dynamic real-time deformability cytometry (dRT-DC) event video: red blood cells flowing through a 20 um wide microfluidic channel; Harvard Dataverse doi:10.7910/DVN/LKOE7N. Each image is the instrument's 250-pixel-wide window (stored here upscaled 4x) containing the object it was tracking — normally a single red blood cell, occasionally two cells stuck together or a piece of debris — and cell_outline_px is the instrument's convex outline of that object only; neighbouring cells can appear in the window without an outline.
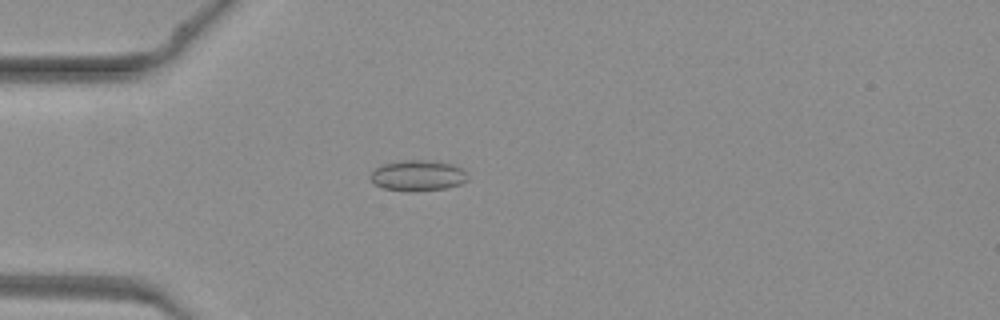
{"species": "common noctule bat (a hibernating species)", "species_latin": "Nyctalus noctula", "temperature_condition": "warm", "stored_images_in_passage": 28, "camera_frame_rate_fps": 3000, "um_per_image_px": 0.085, "animal": {"sex": "female", "body_mass_g": 19.3, "forearm_length_mm": 54.1}, "frame": {"image": 1, "passage_image": 14, "time_ms": 4.333, "image_size_px": [1000, 320], "cell_outline_px": [[468, 180], [460, 184], [444, 188], [412, 192], [384, 188], [372, 184], [368, 176], [376, 168], [384, 164], [404, 160], [424, 160], [452, 164], [460, 168], [468, 176]], "centroid_in_image_um": [35.47, 14.93], "position_along_channel_um": 49.5, "area_um2": 17.34}}
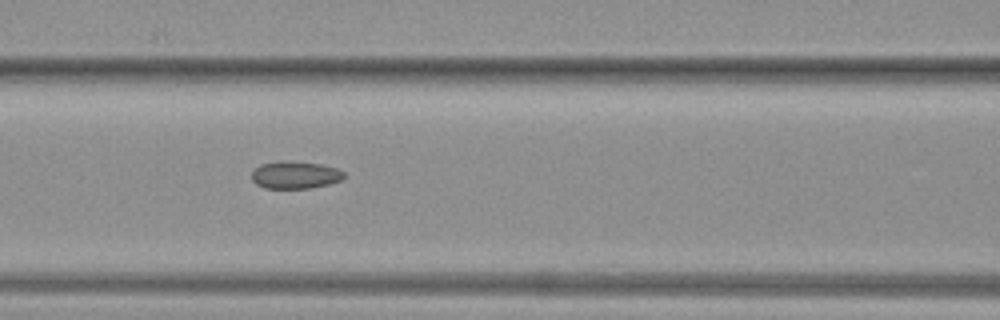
{"frame": {"image": 2, "passage_image": 21, "time_ms": 6.667, "image_size_px": [1000, 320], "cell_outline_px": [[344, 176], [340, 180], [328, 184], [308, 188], [264, 188], [256, 184], [252, 180], [252, 172], [260, 164], [320, 164], [336, 168], [344, 172]], "centroid_in_image_um": [25.09, 14.93], "position_along_channel_um": 141.5, "area_um2": 13.76}}
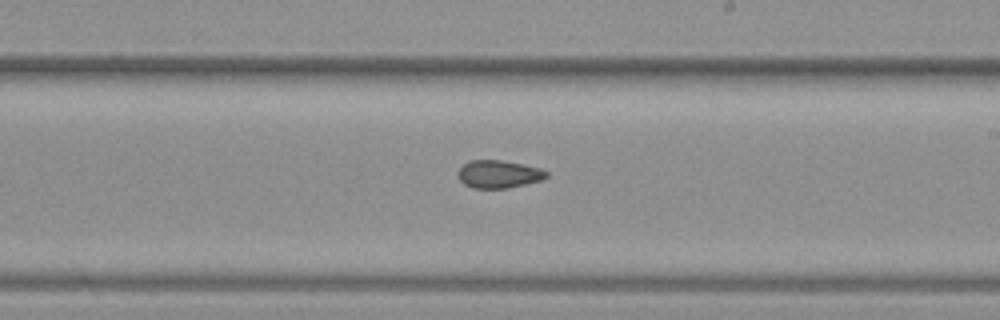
{"frame": {"image": 3, "passage_image": 28, "time_ms": 9.0, "image_size_px": [1000, 320], "cell_outline_px": [[548, 176], [544, 180], [508, 188], [472, 188], [464, 184], [456, 176], [456, 172], [468, 160], [500, 160], [524, 164], [540, 168], [548, 172]], "centroid_in_image_um": [42.38, 14.8], "position_along_channel_um": 246.6, "area_um2": 14.57}}